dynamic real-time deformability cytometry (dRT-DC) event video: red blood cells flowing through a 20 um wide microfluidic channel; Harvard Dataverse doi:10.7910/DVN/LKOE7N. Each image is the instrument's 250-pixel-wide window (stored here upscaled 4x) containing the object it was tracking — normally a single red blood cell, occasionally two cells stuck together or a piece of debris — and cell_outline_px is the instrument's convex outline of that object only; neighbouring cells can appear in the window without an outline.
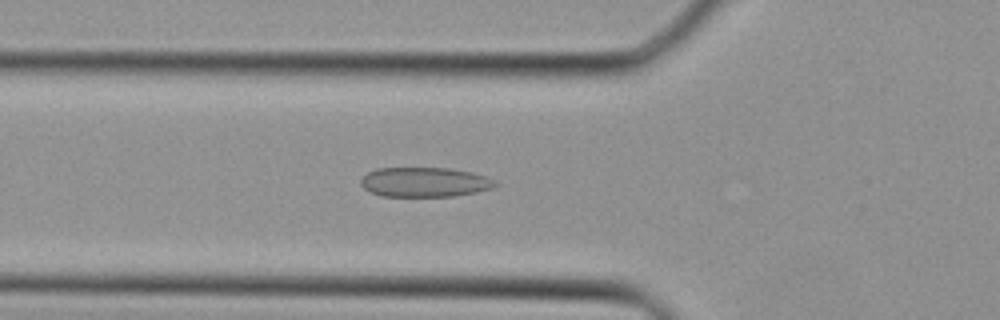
{"species": "Egyptian fruit bat (a non-hibernating species)", "species_latin": "Rousettus aegyptiacus", "temperature_condition": "cold", "stored_images_in_passage": 36, "camera_frame_rate_fps": 3000, "um_per_image_px": 0.085, "animal": {"sex": "female"}, "frame": {"image": 1, "passage_image": 13, "time_ms": 4.0, "image_size_px": [1000, 320], "cell_outline_px": [[500, 184], [492, 188], [476, 192], [452, 196], [380, 196], [364, 188], [360, 184], [360, 180], [368, 172], [376, 168], [448, 168], [472, 172], [496, 180]], "centroid_in_image_um": [36.11, 15.48], "position_along_channel_um": 89.7, "area_um2": 23.24}}
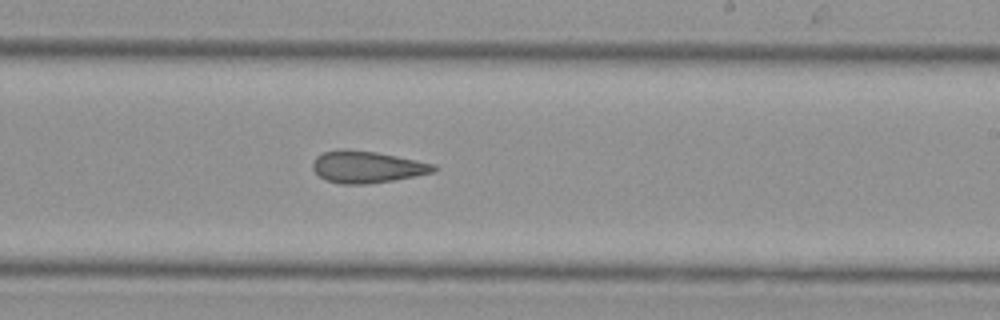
{"frame": {"image": 2, "passage_image": 22, "time_ms": 7.0, "image_size_px": [1000, 320], "cell_outline_px": [[440, 168], [436, 172], [392, 180], [368, 184], [340, 184], [328, 180], [320, 176], [312, 168], [312, 160], [316, 156], [324, 152], [340, 148], [344, 148], [376, 152], [436, 164]], "centroid_in_image_um": [31.2, 14.18], "position_along_channel_um": 257.8, "area_um2": 22.6}}
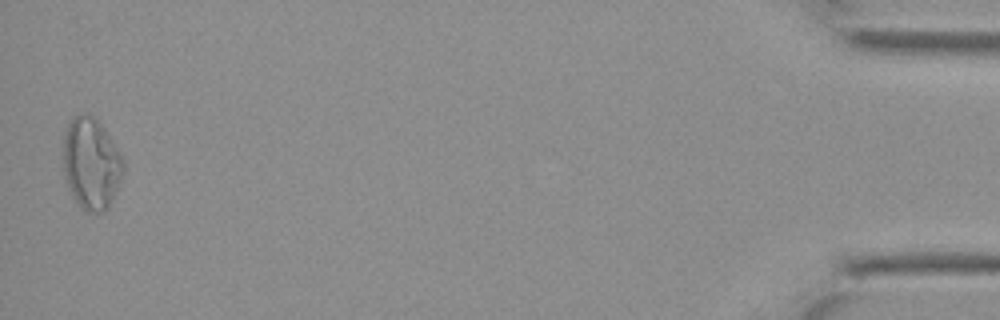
{"frame": {"image": 3, "passage_image": 36, "time_ms": 11.667, "image_size_px": [1000, 320], "cell_outline_px": [[124, 168], [120, 180], [108, 208], [104, 212], [88, 212], [80, 208], [72, 196], [68, 188], [64, 176], [64, 136], [68, 124], [80, 112], [88, 112], [104, 128], [124, 160]], "centroid_in_image_um": [7.74, 13.92], "position_along_channel_um": 427.5, "area_um2": 31.91}}